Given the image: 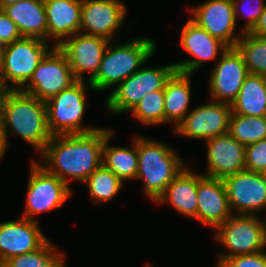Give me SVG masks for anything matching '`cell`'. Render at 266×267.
Wrapping results in <instances>:
<instances>
[{
  "mask_svg": "<svg viewBox=\"0 0 266 267\" xmlns=\"http://www.w3.org/2000/svg\"><path fill=\"white\" fill-rule=\"evenodd\" d=\"M229 205L237 214L253 215L266 208V174L242 170L223 178Z\"/></svg>",
  "mask_w": 266,
  "mask_h": 267,
  "instance_id": "obj_11",
  "label": "cell"
},
{
  "mask_svg": "<svg viewBox=\"0 0 266 267\" xmlns=\"http://www.w3.org/2000/svg\"><path fill=\"white\" fill-rule=\"evenodd\" d=\"M189 74L175 72L164 88L165 123H180L187 115L190 102Z\"/></svg>",
  "mask_w": 266,
  "mask_h": 267,
  "instance_id": "obj_25",
  "label": "cell"
},
{
  "mask_svg": "<svg viewBox=\"0 0 266 267\" xmlns=\"http://www.w3.org/2000/svg\"><path fill=\"white\" fill-rule=\"evenodd\" d=\"M1 131L7 138L8 126L25 141L42 152L52 138L44 101L16 89H6Z\"/></svg>",
  "mask_w": 266,
  "mask_h": 267,
  "instance_id": "obj_2",
  "label": "cell"
},
{
  "mask_svg": "<svg viewBox=\"0 0 266 267\" xmlns=\"http://www.w3.org/2000/svg\"><path fill=\"white\" fill-rule=\"evenodd\" d=\"M25 219L36 221V213L60 208L70 197L71 190L62 179L48 172L42 165L33 162L28 181Z\"/></svg>",
  "mask_w": 266,
  "mask_h": 267,
  "instance_id": "obj_10",
  "label": "cell"
},
{
  "mask_svg": "<svg viewBox=\"0 0 266 267\" xmlns=\"http://www.w3.org/2000/svg\"><path fill=\"white\" fill-rule=\"evenodd\" d=\"M244 2L245 0L244 1L241 0V2L239 1L240 8H243V5H245ZM257 2H258V5L256 7H253L254 9H251V10L249 9L248 11L245 10L244 12L248 16V22H247L246 27H244L245 29L243 30V33L250 32L254 28V26L256 25L257 21L259 20L262 14V11L264 10V7L266 4H263L262 0H257Z\"/></svg>",
  "mask_w": 266,
  "mask_h": 267,
  "instance_id": "obj_35",
  "label": "cell"
},
{
  "mask_svg": "<svg viewBox=\"0 0 266 267\" xmlns=\"http://www.w3.org/2000/svg\"><path fill=\"white\" fill-rule=\"evenodd\" d=\"M5 90L0 87V130H1V123L3 121V112H4V94H5Z\"/></svg>",
  "mask_w": 266,
  "mask_h": 267,
  "instance_id": "obj_39",
  "label": "cell"
},
{
  "mask_svg": "<svg viewBox=\"0 0 266 267\" xmlns=\"http://www.w3.org/2000/svg\"><path fill=\"white\" fill-rule=\"evenodd\" d=\"M38 227L36 221L23 217L0 223V262L40 248L48 239Z\"/></svg>",
  "mask_w": 266,
  "mask_h": 267,
  "instance_id": "obj_16",
  "label": "cell"
},
{
  "mask_svg": "<svg viewBox=\"0 0 266 267\" xmlns=\"http://www.w3.org/2000/svg\"><path fill=\"white\" fill-rule=\"evenodd\" d=\"M228 133L244 146L266 139V116L232 114Z\"/></svg>",
  "mask_w": 266,
  "mask_h": 267,
  "instance_id": "obj_28",
  "label": "cell"
},
{
  "mask_svg": "<svg viewBox=\"0 0 266 267\" xmlns=\"http://www.w3.org/2000/svg\"><path fill=\"white\" fill-rule=\"evenodd\" d=\"M138 170L136 179H144L145 194L157 201L184 169L168 145L137 137Z\"/></svg>",
  "mask_w": 266,
  "mask_h": 267,
  "instance_id": "obj_3",
  "label": "cell"
},
{
  "mask_svg": "<svg viewBox=\"0 0 266 267\" xmlns=\"http://www.w3.org/2000/svg\"><path fill=\"white\" fill-rule=\"evenodd\" d=\"M249 33L261 37H266V5L256 25Z\"/></svg>",
  "mask_w": 266,
  "mask_h": 267,
  "instance_id": "obj_36",
  "label": "cell"
},
{
  "mask_svg": "<svg viewBox=\"0 0 266 267\" xmlns=\"http://www.w3.org/2000/svg\"><path fill=\"white\" fill-rule=\"evenodd\" d=\"M47 18V39H57L60 45L63 37L75 35L81 27L82 0H44Z\"/></svg>",
  "mask_w": 266,
  "mask_h": 267,
  "instance_id": "obj_21",
  "label": "cell"
},
{
  "mask_svg": "<svg viewBox=\"0 0 266 267\" xmlns=\"http://www.w3.org/2000/svg\"><path fill=\"white\" fill-rule=\"evenodd\" d=\"M85 101L84 82L77 80L69 88L45 102L48 128L52 136L89 133L97 130V128L82 127Z\"/></svg>",
  "mask_w": 266,
  "mask_h": 267,
  "instance_id": "obj_7",
  "label": "cell"
},
{
  "mask_svg": "<svg viewBox=\"0 0 266 267\" xmlns=\"http://www.w3.org/2000/svg\"><path fill=\"white\" fill-rule=\"evenodd\" d=\"M124 16L125 6L119 0H82L80 30L111 41Z\"/></svg>",
  "mask_w": 266,
  "mask_h": 267,
  "instance_id": "obj_17",
  "label": "cell"
},
{
  "mask_svg": "<svg viewBox=\"0 0 266 267\" xmlns=\"http://www.w3.org/2000/svg\"><path fill=\"white\" fill-rule=\"evenodd\" d=\"M245 170L266 174V139L246 146Z\"/></svg>",
  "mask_w": 266,
  "mask_h": 267,
  "instance_id": "obj_32",
  "label": "cell"
},
{
  "mask_svg": "<svg viewBox=\"0 0 266 267\" xmlns=\"http://www.w3.org/2000/svg\"><path fill=\"white\" fill-rule=\"evenodd\" d=\"M238 4L237 0H208L191 10L194 15L191 20L228 48L236 47L241 38L233 34L239 11Z\"/></svg>",
  "mask_w": 266,
  "mask_h": 267,
  "instance_id": "obj_12",
  "label": "cell"
},
{
  "mask_svg": "<svg viewBox=\"0 0 266 267\" xmlns=\"http://www.w3.org/2000/svg\"><path fill=\"white\" fill-rule=\"evenodd\" d=\"M218 267H266V251L220 259Z\"/></svg>",
  "mask_w": 266,
  "mask_h": 267,
  "instance_id": "obj_33",
  "label": "cell"
},
{
  "mask_svg": "<svg viewBox=\"0 0 266 267\" xmlns=\"http://www.w3.org/2000/svg\"><path fill=\"white\" fill-rule=\"evenodd\" d=\"M0 267H8V265L5 262H0Z\"/></svg>",
  "mask_w": 266,
  "mask_h": 267,
  "instance_id": "obj_42",
  "label": "cell"
},
{
  "mask_svg": "<svg viewBox=\"0 0 266 267\" xmlns=\"http://www.w3.org/2000/svg\"><path fill=\"white\" fill-rule=\"evenodd\" d=\"M110 133L106 138L102 149V165L111 170L122 181L136 178L138 170L137 137L134 140L133 149L121 147H109Z\"/></svg>",
  "mask_w": 266,
  "mask_h": 267,
  "instance_id": "obj_26",
  "label": "cell"
},
{
  "mask_svg": "<svg viewBox=\"0 0 266 267\" xmlns=\"http://www.w3.org/2000/svg\"><path fill=\"white\" fill-rule=\"evenodd\" d=\"M5 44L0 41V59L2 56V53L4 52Z\"/></svg>",
  "mask_w": 266,
  "mask_h": 267,
  "instance_id": "obj_41",
  "label": "cell"
},
{
  "mask_svg": "<svg viewBox=\"0 0 266 267\" xmlns=\"http://www.w3.org/2000/svg\"><path fill=\"white\" fill-rule=\"evenodd\" d=\"M122 180L103 165L98 167L85 181L91 197L96 202L111 200L122 186Z\"/></svg>",
  "mask_w": 266,
  "mask_h": 267,
  "instance_id": "obj_29",
  "label": "cell"
},
{
  "mask_svg": "<svg viewBox=\"0 0 266 267\" xmlns=\"http://www.w3.org/2000/svg\"><path fill=\"white\" fill-rule=\"evenodd\" d=\"M236 48L243 55L249 74L266 76V37L241 33Z\"/></svg>",
  "mask_w": 266,
  "mask_h": 267,
  "instance_id": "obj_27",
  "label": "cell"
},
{
  "mask_svg": "<svg viewBox=\"0 0 266 267\" xmlns=\"http://www.w3.org/2000/svg\"><path fill=\"white\" fill-rule=\"evenodd\" d=\"M208 174L212 178H225L245 170L246 146L229 133L207 139Z\"/></svg>",
  "mask_w": 266,
  "mask_h": 267,
  "instance_id": "obj_19",
  "label": "cell"
},
{
  "mask_svg": "<svg viewBox=\"0 0 266 267\" xmlns=\"http://www.w3.org/2000/svg\"><path fill=\"white\" fill-rule=\"evenodd\" d=\"M48 50L47 41L36 37H22L5 45L0 59V87L16 90L24 87ZM8 80L16 87H7Z\"/></svg>",
  "mask_w": 266,
  "mask_h": 267,
  "instance_id": "obj_5",
  "label": "cell"
},
{
  "mask_svg": "<svg viewBox=\"0 0 266 267\" xmlns=\"http://www.w3.org/2000/svg\"><path fill=\"white\" fill-rule=\"evenodd\" d=\"M19 1H23V0H0V10H2L4 7L8 5L15 4Z\"/></svg>",
  "mask_w": 266,
  "mask_h": 267,
  "instance_id": "obj_40",
  "label": "cell"
},
{
  "mask_svg": "<svg viewBox=\"0 0 266 267\" xmlns=\"http://www.w3.org/2000/svg\"><path fill=\"white\" fill-rule=\"evenodd\" d=\"M76 81L66 55L54 46L34 70L27 87L20 90L46 102Z\"/></svg>",
  "mask_w": 266,
  "mask_h": 267,
  "instance_id": "obj_9",
  "label": "cell"
},
{
  "mask_svg": "<svg viewBox=\"0 0 266 267\" xmlns=\"http://www.w3.org/2000/svg\"><path fill=\"white\" fill-rule=\"evenodd\" d=\"M197 219L216 227L232 215L223 179L198 175Z\"/></svg>",
  "mask_w": 266,
  "mask_h": 267,
  "instance_id": "obj_18",
  "label": "cell"
},
{
  "mask_svg": "<svg viewBox=\"0 0 266 267\" xmlns=\"http://www.w3.org/2000/svg\"><path fill=\"white\" fill-rule=\"evenodd\" d=\"M62 40L58 48L66 55L76 80L83 81V72L89 71L91 80L98 72L99 66L108 47L106 38L81 34L80 32Z\"/></svg>",
  "mask_w": 266,
  "mask_h": 267,
  "instance_id": "obj_14",
  "label": "cell"
},
{
  "mask_svg": "<svg viewBox=\"0 0 266 267\" xmlns=\"http://www.w3.org/2000/svg\"><path fill=\"white\" fill-rule=\"evenodd\" d=\"M22 38L17 25L0 10V41L5 45L13 43Z\"/></svg>",
  "mask_w": 266,
  "mask_h": 267,
  "instance_id": "obj_34",
  "label": "cell"
},
{
  "mask_svg": "<svg viewBox=\"0 0 266 267\" xmlns=\"http://www.w3.org/2000/svg\"><path fill=\"white\" fill-rule=\"evenodd\" d=\"M232 114L266 116V76L249 74L231 103Z\"/></svg>",
  "mask_w": 266,
  "mask_h": 267,
  "instance_id": "obj_24",
  "label": "cell"
},
{
  "mask_svg": "<svg viewBox=\"0 0 266 267\" xmlns=\"http://www.w3.org/2000/svg\"><path fill=\"white\" fill-rule=\"evenodd\" d=\"M198 175L183 169L158 198L157 202L169 201L183 215L197 219Z\"/></svg>",
  "mask_w": 266,
  "mask_h": 267,
  "instance_id": "obj_23",
  "label": "cell"
},
{
  "mask_svg": "<svg viewBox=\"0 0 266 267\" xmlns=\"http://www.w3.org/2000/svg\"><path fill=\"white\" fill-rule=\"evenodd\" d=\"M63 254H58L46 267H65Z\"/></svg>",
  "mask_w": 266,
  "mask_h": 267,
  "instance_id": "obj_37",
  "label": "cell"
},
{
  "mask_svg": "<svg viewBox=\"0 0 266 267\" xmlns=\"http://www.w3.org/2000/svg\"><path fill=\"white\" fill-rule=\"evenodd\" d=\"M133 115L144 124L165 122L164 90L147 93L132 110Z\"/></svg>",
  "mask_w": 266,
  "mask_h": 267,
  "instance_id": "obj_30",
  "label": "cell"
},
{
  "mask_svg": "<svg viewBox=\"0 0 266 267\" xmlns=\"http://www.w3.org/2000/svg\"><path fill=\"white\" fill-rule=\"evenodd\" d=\"M110 133L112 130L97 129L89 133L53 135L41 152L46 158L43 167L67 185L68 177L85 182L102 165V149Z\"/></svg>",
  "mask_w": 266,
  "mask_h": 267,
  "instance_id": "obj_1",
  "label": "cell"
},
{
  "mask_svg": "<svg viewBox=\"0 0 266 267\" xmlns=\"http://www.w3.org/2000/svg\"><path fill=\"white\" fill-rule=\"evenodd\" d=\"M180 40L183 48L193 55L194 59L181 63L176 62L174 65L177 72L189 75L196 71L201 63L215 59L220 48L222 51L228 48L222 41L211 36L191 19L184 25Z\"/></svg>",
  "mask_w": 266,
  "mask_h": 267,
  "instance_id": "obj_20",
  "label": "cell"
},
{
  "mask_svg": "<svg viewBox=\"0 0 266 267\" xmlns=\"http://www.w3.org/2000/svg\"><path fill=\"white\" fill-rule=\"evenodd\" d=\"M221 53H223L222 58L209 80L211 96L217 102L231 104L249 72L243 55L236 47L227 48Z\"/></svg>",
  "mask_w": 266,
  "mask_h": 267,
  "instance_id": "obj_15",
  "label": "cell"
},
{
  "mask_svg": "<svg viewBox=\"0 0 266 267\" xmlns=\"http://www.w3.org/2000/svg\"><path fill=\"white\" fill-rule=\"evenodd\" d=\"M231 115V104L214 101L188 113L176 124L175 133L204 140L225 135L229 132Z\"/></svg>",
  "mask_w": 266,
  "mask_h": 267,
  "instance_id": "obj_13",
  "label": "cell"
},
{
  "mask_svg": "<svg viewBox=\"0 0 266 267\" xmlns=\"http://www.w3.org/2000/svg\"><path fill=\"white\" fill-rule=\"evenodd\" d=\"M17 25L22 37L47 40V18L44 0H23L2 9Z\"/></svg>",
  "mask_w": 266,
  "mask_h": 267,
  "instance_id": "obj_22",
  "label": "cell"
},
{
  "mask_svg": "<svg viewBox=\"0 0 266 267\" xmlns=\"http://www.w3.org/2000/svg\"><path fill=\"white\" fill-rule=\"evenodd\" d=\"M55 247L47 240L36 251L21 254L8 259V267H46L58 254L53 253Z\"/></svg>",
  "mask_w": 266,
  "mask_h": 267,
  "instance_id": "obj_31",
  "label": "cell"
},
{
  "mask_svg": "<svg viewBox=\"0 0 266 267\" xmlns=\"http://www.w3.org/2000/svg\"><path fill=\"white\" fill-rule=\"evenodd\" d=\"M7 144V138L5 134L0 130V159L2 158L6 150Z\"/></svg>",
  "mask_w": 266,
  "mask_h": 267,
  "instance_id": "obj_38",
  "label": "cell"
},
{
  "mask_svg": "<svg viewBox=\"0 0 266 267\" xmlns=\"http://www.w3.org/2000/svg\"><path fill=\"white\" fill-rule=\"evenodd\" d=\"M215 237L231 251L220 259L258 253L266 246V224L254 215H233L218 227Z\"/></svg>",
  "mask_w": 266,
  "mask_h": 267,
  "instance_id": "obj_8",
  "label": "cell"
},
{
  "mask_svg": "<svg viewBox=\"0 0 266 267\" xmlns=\"http://www.w3.org/2000/svg\"><path fill=\"white\" fill-rule=\"evenodd\" d=\"M154 50V41L147 38L135 39L116 47L108 46L97 74L88 81L90 87L101 91L120 84L138 71Z\"/></svg>",
  "mask_w": 266,
  "mask_h": 267,
  "instance_id": "obj_4",
  "label": "cell"
},
{
  "mask_svg": "<svg viewBox=\"0 0 266 267\" xmlns=\"http://www.w3.org/2000/svg\"><path fill=\"white\" fill-rule=\"evenodd\" d=\"M176 72L174 64L159 68H140L122 81L106 99L108 110L115 113L132 111L149 92L164 90L166 82Z\"/></svg>",
  "mask_w": 266,
  "mask_h": 267,
  "instance_id": "obj_6",
  "label": "cell"
}]
</instances>
